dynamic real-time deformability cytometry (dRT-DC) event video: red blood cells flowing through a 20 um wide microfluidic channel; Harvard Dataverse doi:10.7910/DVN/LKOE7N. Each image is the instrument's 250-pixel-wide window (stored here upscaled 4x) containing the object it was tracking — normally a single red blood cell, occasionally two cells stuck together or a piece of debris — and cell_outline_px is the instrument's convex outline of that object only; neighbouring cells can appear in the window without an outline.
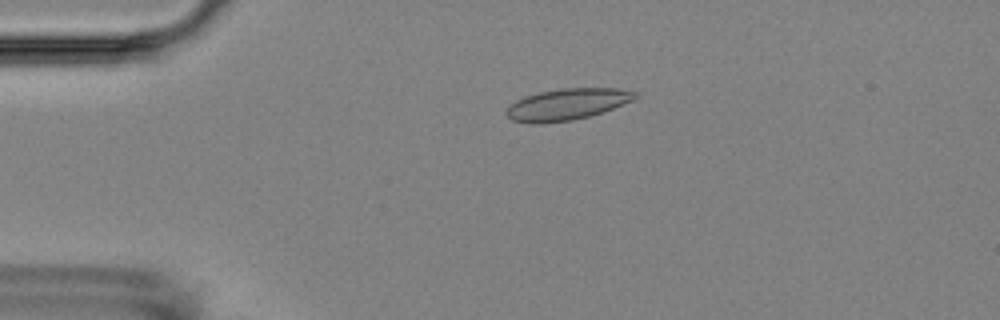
{"species": "Egyptian fruit bat (a non-hibernating species)", "species_latin": "Rousettus aegyptiacus", "temperature_condition": "room temperature", "stored_images_in_passage": 4, "camera_frame_rate_fps": 3000, "um_per_image_px": 0.085, "animal": {"sex": "female"}, "frame": {"image": 1, "passage_image": 3, "time_ms": 2.0, "image_size_px": [1000, 320], "cell_outline_px": [[640, 96], [632, 100], [612, 108], [588, 116], [572, 120], [540, 124], [528, 124], [512, 120], [504, 112], [508, 104], [524, 96], [540, 92], [560, 88], [616, 88], [636, 92]], "centroid_in_image_um": [48.12, 8.87], "position_along_channel_um": 36.9, "area_um2": 23.64}}